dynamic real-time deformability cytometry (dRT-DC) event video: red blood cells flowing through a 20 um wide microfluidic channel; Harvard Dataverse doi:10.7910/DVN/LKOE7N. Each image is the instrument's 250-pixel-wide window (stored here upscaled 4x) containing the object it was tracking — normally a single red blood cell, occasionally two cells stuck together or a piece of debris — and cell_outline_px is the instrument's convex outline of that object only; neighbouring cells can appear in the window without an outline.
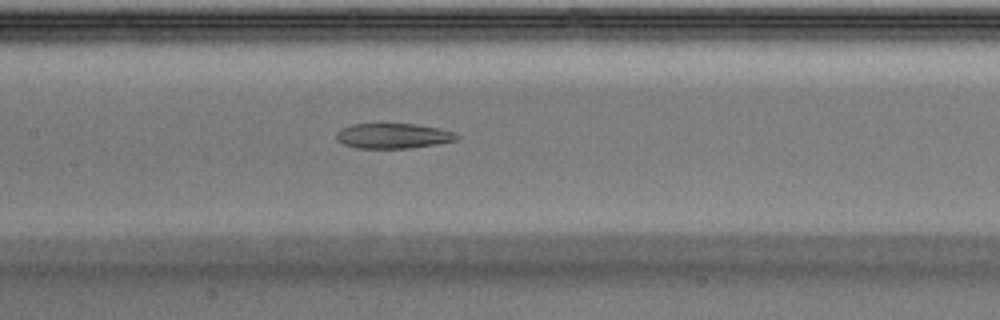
{"species": "Egyptian fruit bat (a non-hibernating species)", "species_latin": "Rousettus aegyptiacus", "temperature_condition": "warm", "stored_images_in_passage": 38, "camera_frame_rate_fps": 3000, "um_per_image_px": 0.085, "animal": {"sex": "male"}, "frame": {"image": 1, "passage_image": 17, "time_ms": 5.333, "image_size_px": [1000, 320], "cell_outline_px": [[460, 136], [456, 140], [436, 144], [408, 148], [356, 148], [344, 144], [336, 140], [336, 132], [340, 128], [352, 124], [416, 124], [456, 132]], "centroid_in_image_um": [33.39, 11.55], "position_along_channel_um": 174.0, "area_um2": 17.63}}